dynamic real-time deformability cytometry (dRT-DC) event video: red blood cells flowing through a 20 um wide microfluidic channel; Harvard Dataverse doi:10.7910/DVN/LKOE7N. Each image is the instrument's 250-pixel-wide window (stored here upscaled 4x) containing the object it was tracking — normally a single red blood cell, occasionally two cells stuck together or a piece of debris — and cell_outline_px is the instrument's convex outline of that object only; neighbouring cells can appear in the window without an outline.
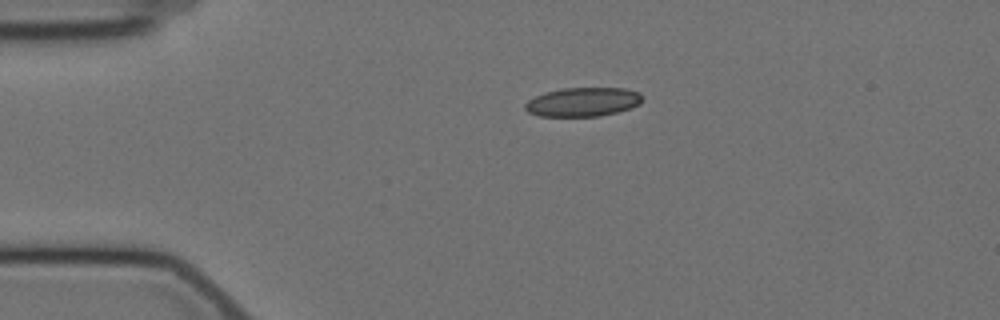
{"species": "Egyptian fruit bat (a non-hibernating species)", "species_latin": "Rousettus aegyptiacus", "temperature_condition": "cold", "stored_images_in_passage": 33, "camera_frame_rate_fps": 3000, "um_per_image_px": 0.085, "animal": {"sex": "female"}, "frame": {"image": 1, "passage_image": 1, "time_ms": 0.0, "image_size_px": [1000, 320], "cell_outline_px": [[640, 104], [616, 112], [600, 116], [540, 116], [528, 112], [524, 108], [524, 104], [528, 100], [544, 92], [564, 88], [624, 88], [640, 92]], "centroid_in_image_um": [49.51, 8.66], "position_along_channel_um": 35.5, "area_um2": 19.65}}
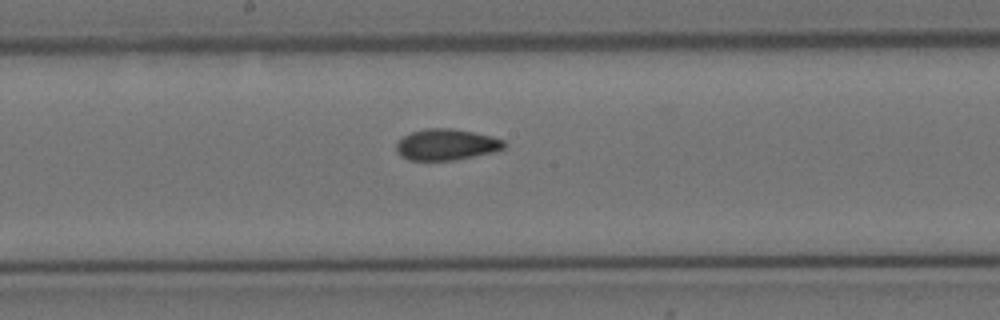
{"frame": {"image": 2, "passage_image": 19, "time_ms": 6.0, "image_size_px": [1000, 320], "cell_outline_px": [[504, 148], [492, 152], [452, 160], [408, 160], [400, 156], [396, 152], [396, 144], [404, 136], [412, 132], [424, 128], [452, 128], [492, 136], [504, 140]], "centroid_in_image_um": [37.9, 12.28], "position_along_channel_um": 210.3, "area_um2": 19.42}}
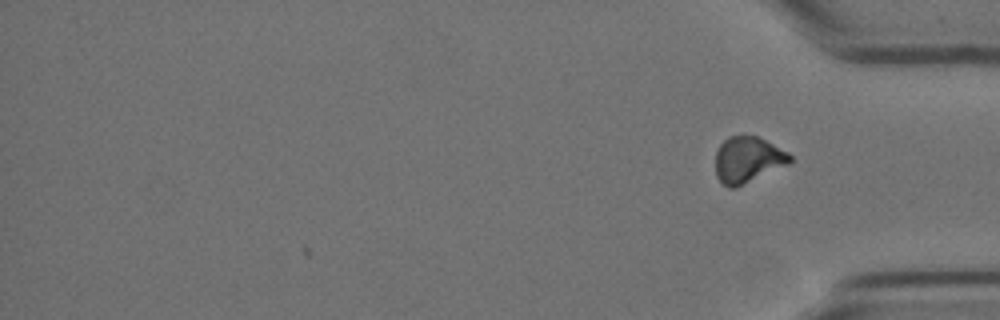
{"frame": {"image": 3, "passage_image": 33, "time_ms": 10.667, "image_size_px": [1000, 320], "cell_outline_px": [[792, 160], [788, 164], [736, 188], [728, 188], [716, 176], [716, 152], [720, 144], [728, 136], [756, 136], [788, 152], [792, 156]], "centroid_in_image_um": [63.55, 13.59], "position_along_channel_um": 371.7, "area_um2": 19.83}, "authors_computed_cell_mechanics": {"area_um2": 19.8254, "velocity_mm_per_s": 3.5181, "shape_relaxation_time_tau1_ms": null, "shape_relaxation_time_tau2_ms": 2.4033, "deformation_change_tau1": null, "deformation_change_tau2": 0.0645}}